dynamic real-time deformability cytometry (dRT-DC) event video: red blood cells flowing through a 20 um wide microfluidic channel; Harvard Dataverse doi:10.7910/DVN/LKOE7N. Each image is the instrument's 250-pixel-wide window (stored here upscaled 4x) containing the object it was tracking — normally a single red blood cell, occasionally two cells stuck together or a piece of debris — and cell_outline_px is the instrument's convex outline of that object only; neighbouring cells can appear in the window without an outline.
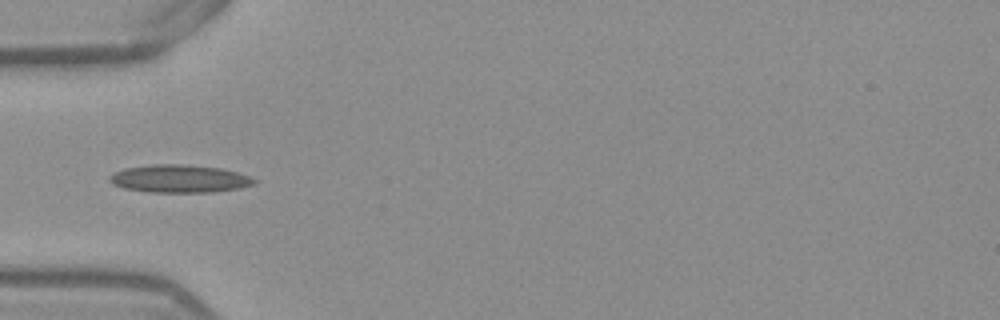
{"species": "Egyptian fruit bat (a non-hibernating species)", "species_latin": "Rousettus aegyptiacus", "temperature_condition": "warm", "stored_images_in_passage": 36, "camera_frame_rate_fps": 3000, "um_per_image_px": 0.085, "frame": {"image": 1, "passage_image": 1, "time_ms": 0.0, "image_size_px": [1000, 320], "cell_outline_px": [[256, 184], [240, 188], [208, 192], [148, 192], [124, 188], [112, 184], [108, 180], [108, 176], [124, 168], [152, 164], [180, 164], [220, 168], [236, 172], [248, 176], [256, 180]], "centroid_in_image_um": [15.21, 15.19], "position_along_channel_um": 69.8, "area_um2": 23.35}}
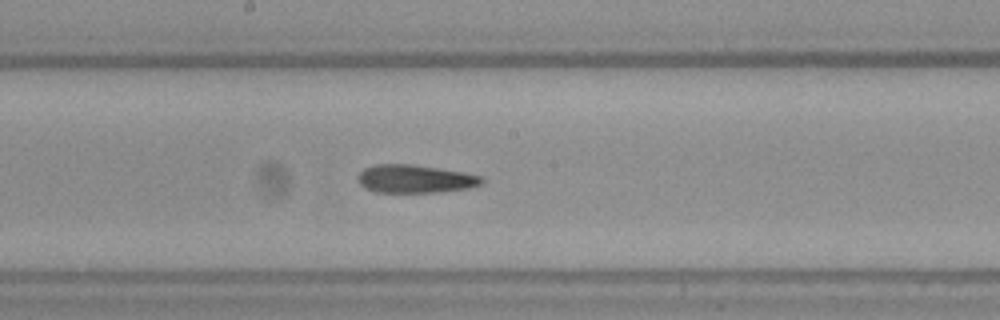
{"frame": {"image": 2, "passage_image": 12, "time_ms": 3.667, "image_size_px": [1000, 320], "cell_outline_px": [[484, 180], [480, 184], [468, 188], [436, 192], [376, 192], [364, 188], [356, 180], [360, 172], [364, 168], [372, 164], [412, 164], [464, 172], [480, 176]], "centroid_in_image_um": [35.22, 15.19], "position_along_channel_um": 213.0, "area_um2": 20.29}}
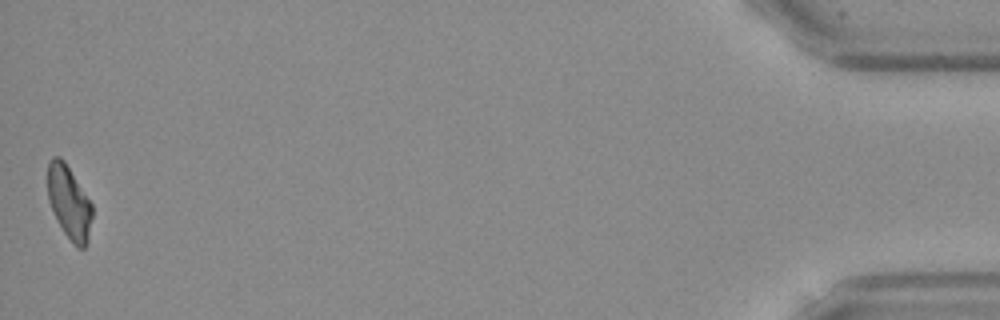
{"frame": {"image": 3, "passage_image": 36, "time_ms": 11.667, "image_size_px": [1000, 320], "cell_outline_px": [[92, 216], [88, 240], [84, 248], [76, 248], [72, 244], [64, 232], [48, 200], [48, 164], [52, 156], [60, 156], [64, 160], [92, 204]], "centroid_in_image_um": [5.88, 17.21], "position_along_channel_um": 429.3, "area_um2": 18.79}, "authors_computed_cell_mechanics": {"area_um2": 20.6346, "velocity_mm_per_s": 3.8906, "shape_relaxation_time_tau1_ms": null, "shape_relaxation_time_tau2_ms": 3.9544, "deformation_change_tau1": null, "deformation_change_tau2": 0.102}}